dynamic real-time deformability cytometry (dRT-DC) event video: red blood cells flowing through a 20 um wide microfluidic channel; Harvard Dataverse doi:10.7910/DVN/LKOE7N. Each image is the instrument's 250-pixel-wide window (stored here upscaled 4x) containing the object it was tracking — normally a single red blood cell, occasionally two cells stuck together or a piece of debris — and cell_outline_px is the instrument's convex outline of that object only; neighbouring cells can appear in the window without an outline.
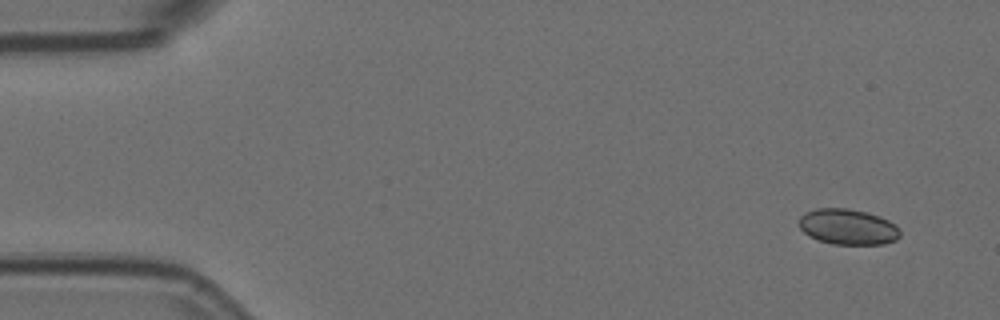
{"species": "Egyptian fruit bat (a non-hibernating species)", "species_latin": "Rousettus aegyptiacus", "temperature_condition": "room temperature", "stored_images_in_passage": 8, "camera_frame_rate_fps": 3000, "um_per_image_px": 0.085, "animal": {"sex": "female"}, "frame": {"image": 1, "passage_image": 1, "time_ms": 0.0, "image_size_px": [1000, 320], "cell_outline_px": [[900, 236], [896, 240], [884, 244], [832, 244], [808, 236], [800, 228], [800, 216], [804, 212], [816, 208], [848, 208], [880, 216], [896, 224], [900, 232]], "centroid_in_image_um": [72.07, 19.28], "position_along_channel_um": 12.9, "area_um2": 21.04}}
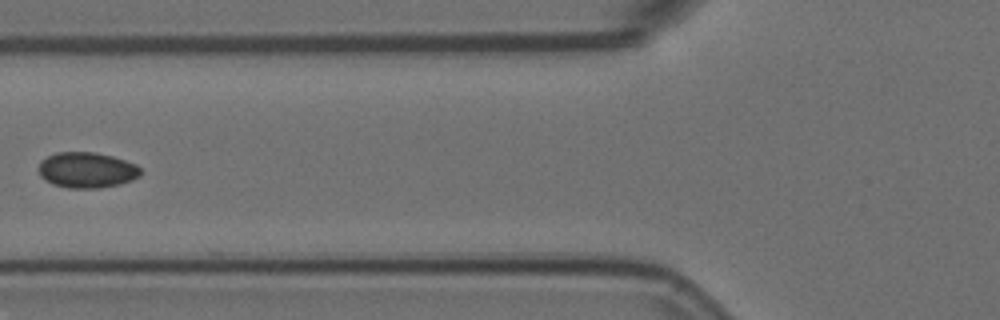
{"frame": {"image": 2, "passage_image": 6, "time_ms": 1.667, "image_size_px": [1000, 320], "cell_outline_px": [[140, 176], [132, 180], [120, 184], [100, 188], [68, 188], [52, 184], [44, 180], [40, 176], [40, 160], [56, 152], [96, 152], [112, 156], [136, 164], [140, 168]], "centroid_in_image_um": [7.37, 14.46], "position_along_channel_um": 118.4, "area_um2": 21.27}}
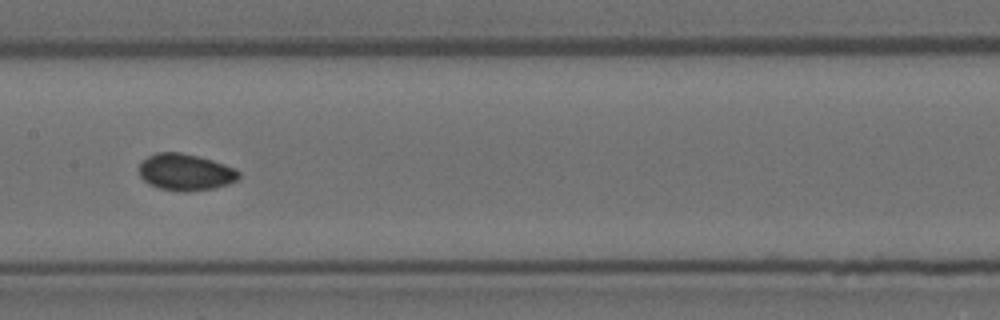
{"frame": {"image": 3, "passage_image": 8, "time_ms": 2.333, "image_size_px": [1000, 320], "cell_outline_px": [[240, 176], [236, 180], [228, 184], [212, 188], [188, 192], [180, 192], [160, 188], [148, 184], [140, 176], [140, 164], [148, 156], [156, 152], [180, 152], [212, 160], [236, 168], [240, 172]], "centroid_in_image_um": [15.77, 14.64], "position_along_channel_um": 191.6, "area_um2": 21.27}}